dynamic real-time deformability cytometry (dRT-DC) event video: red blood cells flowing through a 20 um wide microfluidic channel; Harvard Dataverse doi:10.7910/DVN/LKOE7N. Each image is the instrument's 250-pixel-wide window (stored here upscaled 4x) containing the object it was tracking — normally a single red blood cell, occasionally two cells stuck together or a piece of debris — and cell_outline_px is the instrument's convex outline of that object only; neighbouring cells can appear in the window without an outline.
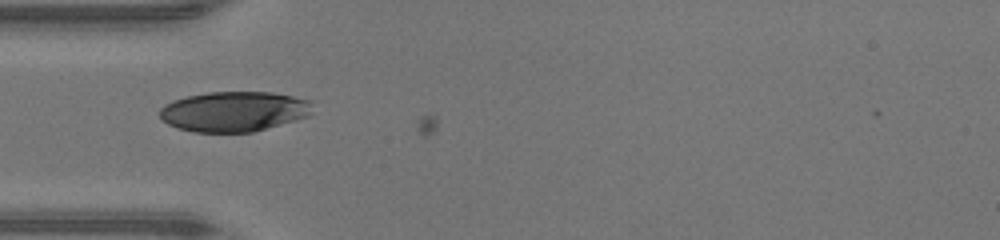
{"species": "human", "species_latin": "Homo sapiens", "temperature_condition": "warm", "stored_images_in_passage": 5, "camera_frame_rate_fps": 3000, "um_per_image_px": 0.085, "donor": {"sex": "male"}, "frame": {"image": 1, "passage_image": 1, "time_ms": 0.0, "image_size_px": [1000, 240], "cell_outline_px": [[312, 112], [308, 116], [252, 132], [192, 132], [168, 124], [160, 116], [160, 108], [164, 104], [172, 100], [188, 96], [208, 92], [272, 92], [312, 100]], "centroid_in_image_um": [19.89, 9.46], "position_along_channel_um": 65.1, "area_um2": 35.66}}
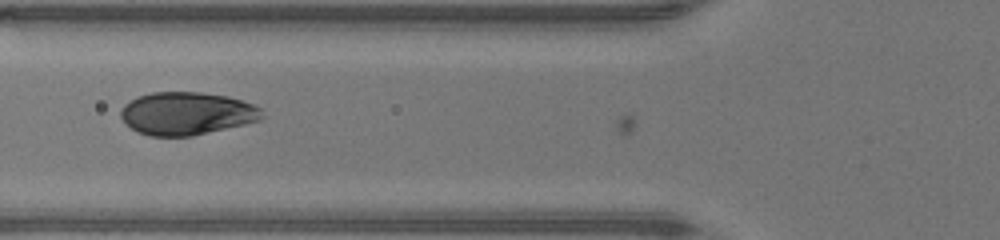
{"frame": {"image": 2, "passage_image": 4, "time_ms": 1.0, "image_size_px": [1000, 240], "cell_outline_px": [[264, 116], [260, 120], [244, 124], [192, 136], [148, 136], [136, 132], [120, 116], [120, 108], [124, 104], [136, 96], [152, 92], [200, 92], [228, 96], [256, 104], [260, 108]], "centroid_in_image_um": [15.86, 9.63], "position_along_channel_um": 109.9, "area_um2": 35.49}}